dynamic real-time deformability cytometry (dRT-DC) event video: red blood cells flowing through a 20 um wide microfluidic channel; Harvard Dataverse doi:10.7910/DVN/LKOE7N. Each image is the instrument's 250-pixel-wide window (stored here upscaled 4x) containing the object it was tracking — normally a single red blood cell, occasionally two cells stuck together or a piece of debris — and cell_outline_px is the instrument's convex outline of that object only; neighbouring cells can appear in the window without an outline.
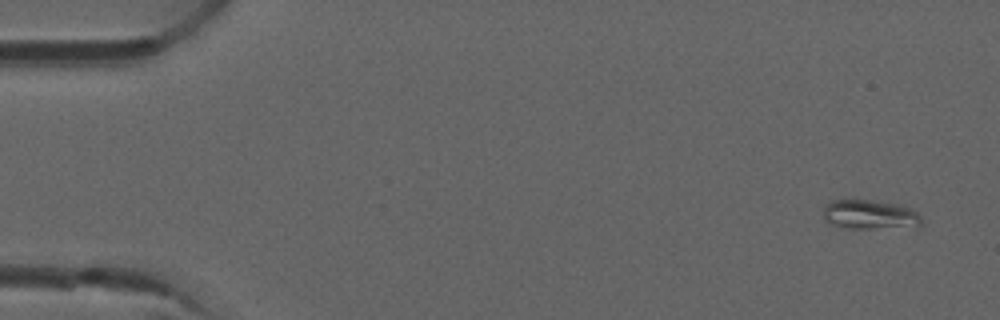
{"species": "common noctule bat (a hibernating species)", "species_latin": "Nyctalus noctula", "temperature_condition": "room temperature", "stored_images_in_passage": 4, "camera_frame_rate_fps": 3000, "um_per_image_px": 0.085, "animal": {"sex": "male", "forearm_length_mm": 52.5}, "frame": {"image": 1, "passage_image": 1, "time_ms": 0.0, "image_size_px": [1000, 320], "cell_outline_px": [[920, 224], [872, 228], [848, 228], [832, 224], [824, 220], [824, 208], [832, 200], [872, 200], [900, 204], [916, 212], [920, 216]], "centroid_in_image_um": [73.86, 18.21], "position_along_channel_um": 11.1, "area_um2": 16.18}}